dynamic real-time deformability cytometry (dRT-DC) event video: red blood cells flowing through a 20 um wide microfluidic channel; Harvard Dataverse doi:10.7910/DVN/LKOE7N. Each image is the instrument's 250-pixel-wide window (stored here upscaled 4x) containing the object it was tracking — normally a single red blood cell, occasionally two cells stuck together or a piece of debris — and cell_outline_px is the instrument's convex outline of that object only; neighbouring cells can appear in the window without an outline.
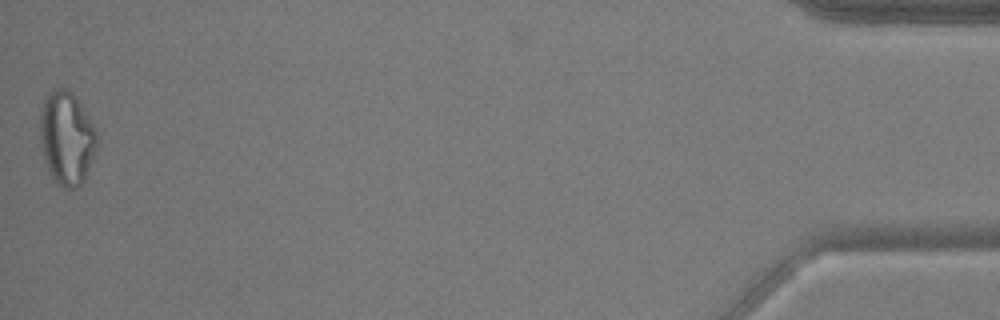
{"species": "common noctule bat (a hibernating species)", "species_latin": "Nyctalus noctula", "temperature_condition": "warm", "stored_images_in_passage": 52, "camera_frame_rate_fps": 3000, "um_per_image_px": 0.085, "animal": {"sex": "male", "body_mass_g": 17.9, "forearm_length_mm": 54.2}, "frame": {"image": 1, "passage_image": 51, "time_ms": 16.667, "image_size_px": [1000, 320], "cell_outline_px": [[96, 148], [84, 180], [76, 188], [64, 188], [56, 184], [44, 160], [40, 148], [40, 108], [48, 92], [56, 88], [64, 88], [80, 104], [92, 124], [96, 132]], "centroid_in_image_um": [5.62, 11.77], "position_along_channel_um": 429.6, "area_um2": 30.52}, "authors_computed_cell_mechanics": {"area_um2": 24.1893, "velocity_mm_per_s": 3.7525, "shape_relaxation_time_tau1_ms": null, "shape_relaxation_time_tau2_ms": 3.6811, "deformation_change_tau1": null, "deformation_change_tau2": 0.1202}}